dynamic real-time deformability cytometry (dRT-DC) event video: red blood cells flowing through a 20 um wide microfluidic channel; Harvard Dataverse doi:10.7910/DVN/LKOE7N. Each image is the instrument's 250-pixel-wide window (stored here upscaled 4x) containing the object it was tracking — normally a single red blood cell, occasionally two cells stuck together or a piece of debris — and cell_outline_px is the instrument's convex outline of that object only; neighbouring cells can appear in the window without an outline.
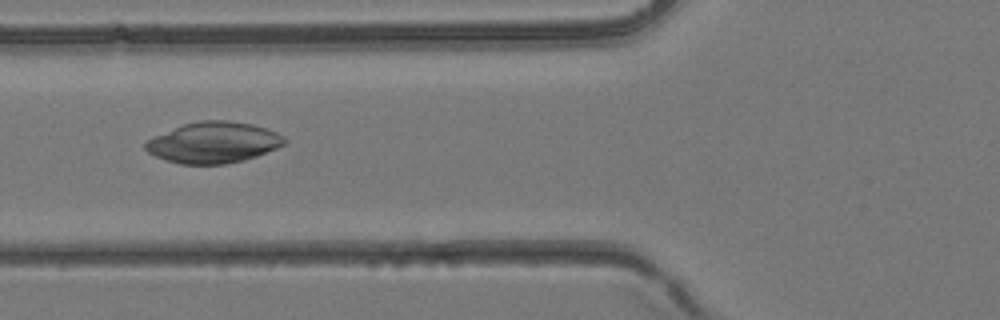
{"species": "common noctule bat (a hibernating species)", "species_latin": "Nyctalus noctula", "temperature_condition": "room temperature", "stored_images_in_passage": 4, "camera_frame_rate_fps": 3000, "um_per_image_px": 0.085, "animal": {"sex": "female", "body_mass_g": 24.6, "forearm_length_mm": 56.2}, "frame": {"image": 1, "passage_image": 4, "time_ms": 1.0, "image_size_px": [1000, 320], "cell_outline_px": [[288, 140], [284, 144], [276, 148], [256, 156], [244, 160], [224, 164], [180, 164], [156, 156], [148, 152], [144, 148], [144, 144], [152, 136], [184, 124], [200, 120], [228, 120], [252, 124], [276, 132], [284, 136]], "centroid_in_image_um": [18.14, 12.11], "position_along_channel_um": 107.7, "area_um2": 33.12}}